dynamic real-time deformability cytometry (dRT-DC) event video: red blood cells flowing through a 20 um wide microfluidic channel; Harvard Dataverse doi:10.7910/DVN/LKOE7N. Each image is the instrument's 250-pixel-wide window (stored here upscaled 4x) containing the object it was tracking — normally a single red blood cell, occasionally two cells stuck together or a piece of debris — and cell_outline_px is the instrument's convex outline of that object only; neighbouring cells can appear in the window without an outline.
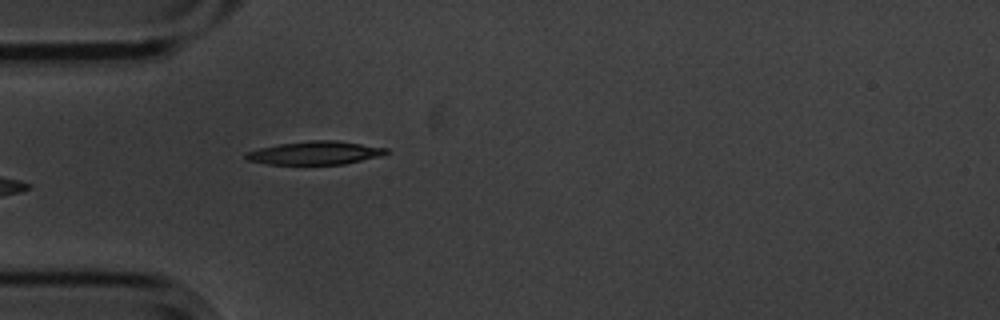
{"species": "common noctule bat (a hibernating species)", "species_latin": "Nyctalus noctula", "temperature_condition": "cold", "stored_images_in_passage": 39, "camera_frame_rate_fps": 3000, "um_per_image_px": 0.085, "animal": {"sex": "male", "body_mass_g": 20.1, "forearm_length_mm": 53.5}, "frame": {"image": 1, "passage_image": 1, "time_ms": 0.0, "image_size_px": [1000, 320], "cell_outline_px": [[388, 152], [380, 156], [344, 164], [268, 164], [248, 160], [244, 156], [244, 152], [260, 148], [280, 144], [308, 140], [336, 140], [388, 148]], "centroid_in_image_um": [26.77, 12.99], "position_along_channel_um": 58.2, "area_um2": 18.96}}
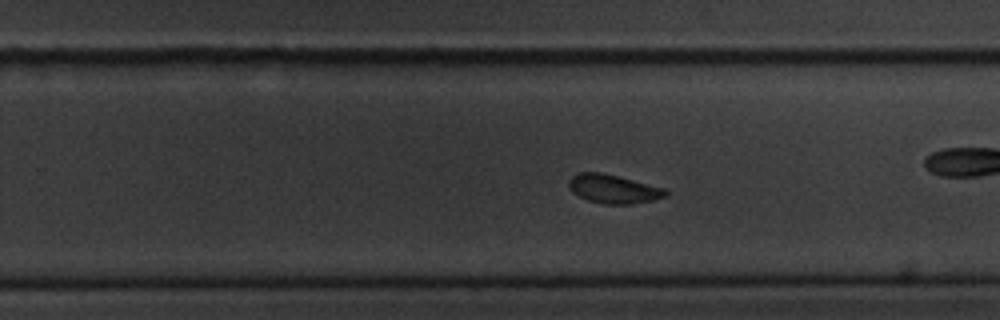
{"frame": {"image": 2, "passage_image": 17, "time_ms": 5.333, "image_size_px": [1000, 320], "cell_outline_px": [[668, 196], [652, 200], [632, 204], [604, 204], [588, 200], [572, 192], [568, 188], [568, 180], [572, 176], [580, 172], [600, 172], [664, 188], [668, 192]], "centroid_in_image_um": [52.11, 16.06], "position_along_channel_um": 277.7, "area_um2": 16.07}}
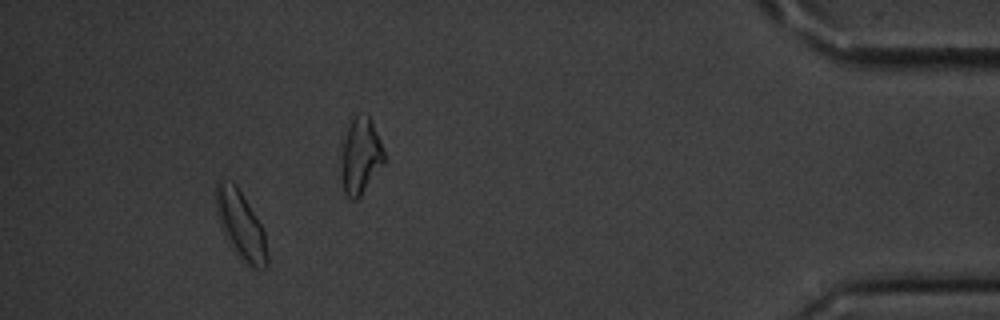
{"frame": {"image": 3, "passage_image": 34, "time_ms": 11.0, "image_size_px": [1000, 320], "cell_outline_px": [[268, 268], [252, 268], [244, 264], [236, 256], [224, 236], [216, 212], [216, 184], [220, 180], [232, 180], [236, 184], [260, 224], [264, 232], [268, 256]], "centroid_in_image_um": [20.46, 19.19], "position_along_channel_um": 414.7, "area_um2": 20.52}, "authors_computed_cell_mechanics": {"area_um2": 16.9932, "velocity_mm_per_s": 3.5512, "shape_relaxation_time_tau1_ms": 7.7508, "shape_relaxation_time_tau2_ms": null, "deformation_change_tau1": 0.1446, "deformation_change_tau2": null}}